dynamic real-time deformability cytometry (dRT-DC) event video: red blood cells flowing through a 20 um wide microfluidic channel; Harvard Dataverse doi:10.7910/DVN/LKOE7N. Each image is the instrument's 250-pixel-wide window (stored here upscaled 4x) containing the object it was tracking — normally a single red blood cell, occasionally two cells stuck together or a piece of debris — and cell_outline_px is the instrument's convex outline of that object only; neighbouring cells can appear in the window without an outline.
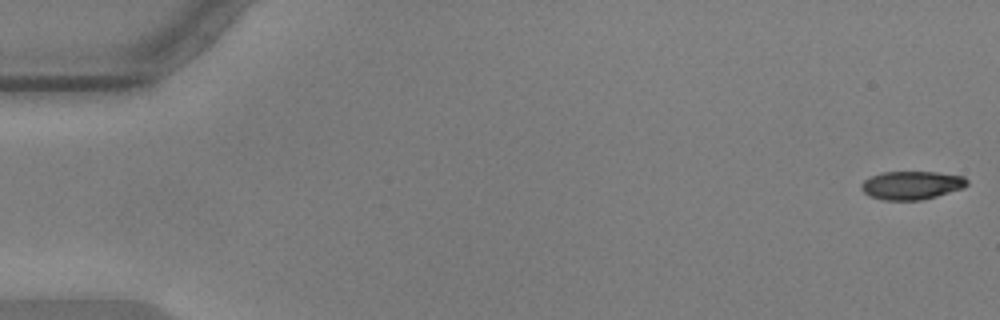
{"species": "common noctule bat (a hibernating species)", "species_latin": "Nyctalus noctula", "temperature_condition": "warm", "stored_images_in_passage": 56, "camera_frame_rate_fps": 3000, "um_per_image_px": 0.085, "animal": {"sex": "male", "body_mass_g": 17.9, "forearm_length_mm": 54.2}, "frame": {"image": 1, "passage_image": 1, "time_ms": 0.0, "image_size_px": [1000, 320], "cell_outline_px": [[968, 184], [964, 188], [936, 196], [920, 200], [884, 200], [868, 196], [860, 188], [860, 184], [864, 180], [872, 176], [884, 172], [936, 172], [964, 176], [968, 180]], "centroid_in_image_um": [77.49, 15.75], "position_along_channel_um": 7.5, "area_um2": 17.51}}
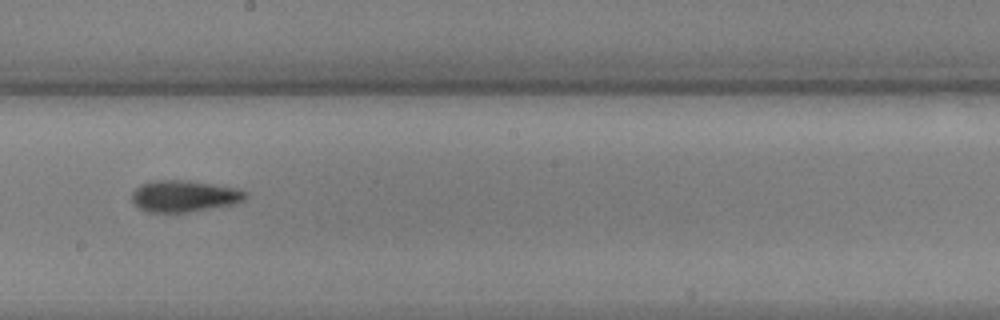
{"frame": {"image": 2, "passage_image": 32, "time_ms": 10.333, "image_size_px": [1000, 320], "cell_outline_px": [[248, 196], [244, 200], [232, 204], [188, 212], [144, 212], [132, 204], [132, 192], [140, 184], [152, 180], [188, 180], [240, 188], [248, 192]], "centroid_in_image_um": [15.64, 16.66], "position_along_channel_um": 232.6, "area_um2": 21.21}}
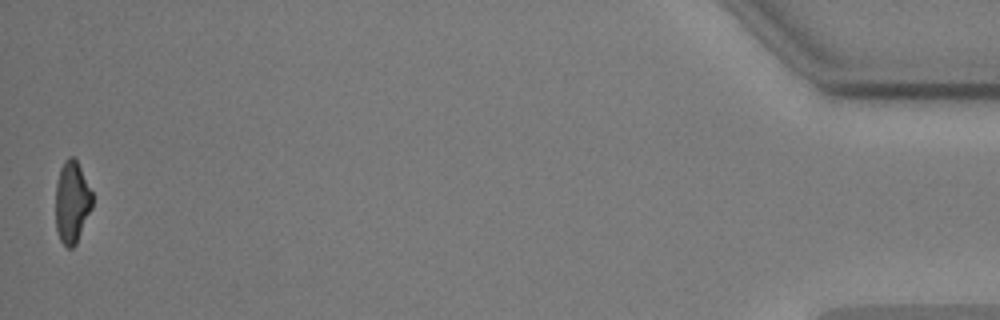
{"frame": {"image": 3, "passage_image": 56, "time_ms": 18.333, "image_size_px": [1000, 320], "cell_outline_px": [[92, 208], [76, 244], [72, 248], [68, 248], [60, 240], [56, 228], [56, 184], [60, 168], [64, 160], [68, 156], [72, 156], [76, 160], [92, 192]], "centroid_in_image_um": [6.11, 17.18], "position_along_channel_um": 429.1, "area_um2": 17.46}, "authors_computed_cell_mechanics": {"area_um2": 19.074, "velocity_mm_per_s": 3.581, "shape_relaxation_time_tau1_ms": 3.8725, "shape_relaxation_time_tau2_ms": 4.9284, "deformation_change_tau1": 0.1551, "deformation_change_tau2": 0.1382}}